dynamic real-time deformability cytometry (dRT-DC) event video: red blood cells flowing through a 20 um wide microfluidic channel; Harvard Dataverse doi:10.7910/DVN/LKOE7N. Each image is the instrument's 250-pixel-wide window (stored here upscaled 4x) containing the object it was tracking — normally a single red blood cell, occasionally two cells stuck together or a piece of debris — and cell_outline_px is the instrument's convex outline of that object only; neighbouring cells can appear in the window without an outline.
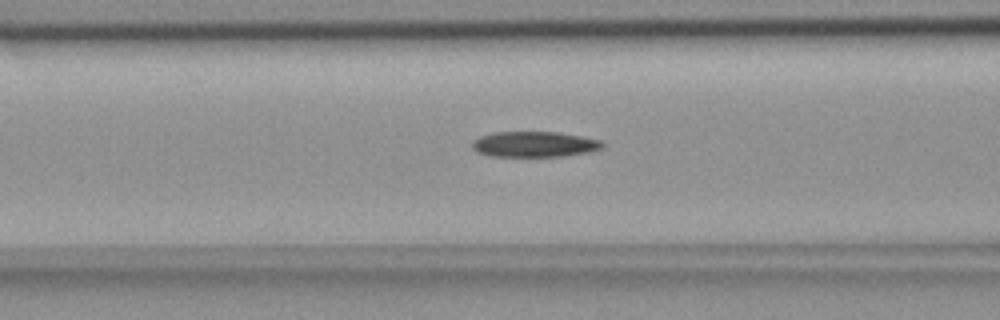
{"species": "common noctule bat (a hibernating species)", "species_latin": "Nyctalus noctula", "temperature_condition": "room temperature", "stored_images_in_passage": 55, "camera_frame_rate_fps": 3000, "um_per_image_px": 0.085, "animal": {"sex": "female", "body_mass_g": 18.4}, "frame": {"image": 1, "passage_image": 22, "time_ms": 7.0, "image_size_px": [1000, 320], "cell_outline_px": [[604, 148], [564, 156], [492, 156], [476, 152], [472, 148], [472, 140], [480, 136], [492, 132], [560, 132], [584, 136], [600, 140], [604, 144]], "centroid_in_image_um": [45.4, 12.25], "position_along_channel_um": 121.2, "area_um2": 19.48}}
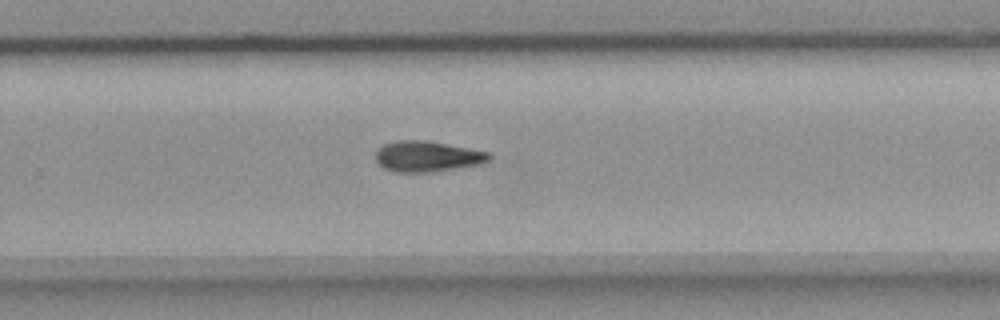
{"frame": {"image": 2, "passage_image": 36, "time_ms": 11.667, "image_size_px": [1000, 320], "cell_outline_px": [[492, 160], [484, 164], [428, 172], [396, 172], [384, 168], [376, 160], [376, 152], [384, 144], [400, 140], [428, 140], [488, 152], [492, 156]], "centroid_in_image_um": [36.37, 13.29], "position_along_channel_um": 293.4, "area_um2": 20.29}}
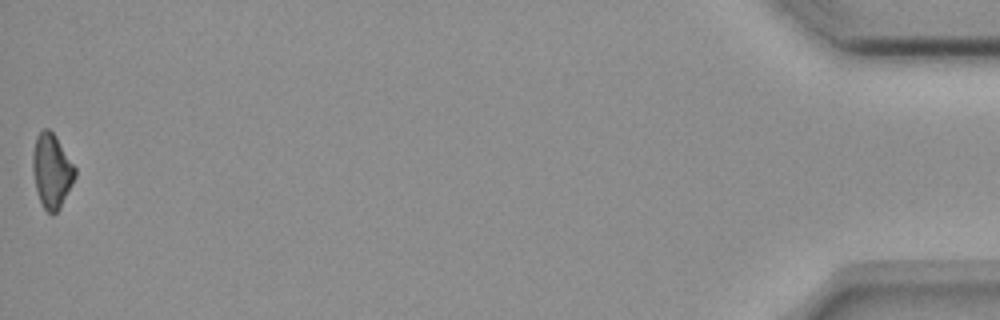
{"frame": {"image": 3, "passage_image": 55, "time_ms": 18.0, "image_size_px": [1000, 320], "cell_outline_px": [[76, 176], [60, 208], [52, 216], [44, 208], [40, 200], [36, 188], [32, 172], [32, 152], [36, 136], [44, 128], [48, 128], [56, 136], [76, 168]], "centroid_in_image_um": [4.39, 14.51], "position_along_channel_um": 430.8, "area_um2": 18.32}}